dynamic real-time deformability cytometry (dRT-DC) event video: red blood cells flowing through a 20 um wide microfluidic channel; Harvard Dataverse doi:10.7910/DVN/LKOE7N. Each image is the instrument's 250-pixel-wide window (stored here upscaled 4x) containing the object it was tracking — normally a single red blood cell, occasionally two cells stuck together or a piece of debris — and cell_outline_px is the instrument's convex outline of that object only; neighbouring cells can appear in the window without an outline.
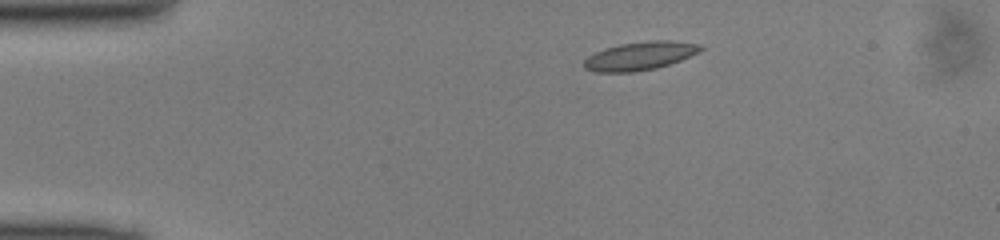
{"species": "common noctule bat (a hibernating species)", "species_latin": "Nyctalus noctula", "temperature_condition": "cold", "stored_images_in_passage": 41, "camera_frame_rate_fps": 3000, "um_per_image_px": 0.085, "animal": {"sex": "male", "body_mass_g": 13.0, "forearm_length_mm": 53.1}, "frame": {"image": 1, "passage_image": 1, "time_ms": 0.0, "image_size_px": [1000, 240], "cell_outline_px": [[704, 48], [700, 52], [680, 60], [656, 68], [636, 72], [596, 72], [584, 68], [584, 60], [588, 56], [596, 52], [620, 44], [648, 40], [672, 40], [700, 44]], "centroid_in_image_um": [54.43, 4.75], "position_along_channel_um": 30.6, "area_um2": 19.25}}
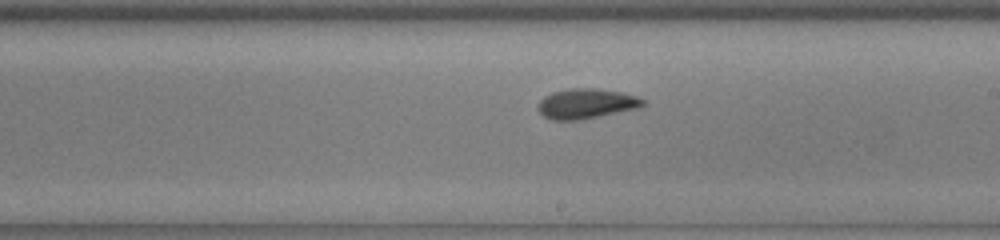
{"frame": {"image": 2, "passage_image": 20, "time_ms": 6.333, "image_size_px": [1000, 240], "cell_outline_px": [[644, 104], [640, 108], [580, 120], [552, 120], [544, 116], [540, 112], [540, 100], [544, 96], [552, 92], [568, 88], [600, 88], [620, 92], [636, 96], [644, 100]], "centroid_in_image_um": [49.85, 8.8], "position_along_channel_um": 239.1, "area_um2": 18.32}}
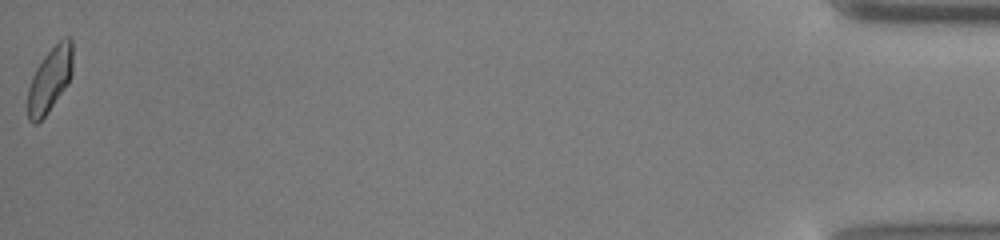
{"frame": {"image": 3, "passage_image": 41, "time_ms": 13.333, "image_size_px": [1000, 240], "cell_outline_px": [[72, 72], [68, 84], [48, 112], [36, 124], [32, 124], [28, 120], [28, 88], [32, 76], [36, 68], [44, 56], [60, 40], [68, 36], [72, 36]], "centroid_in_image_um": [4.24, 6.77], "position_along_channel_um": 431.0, "area_um2": 16.94}}